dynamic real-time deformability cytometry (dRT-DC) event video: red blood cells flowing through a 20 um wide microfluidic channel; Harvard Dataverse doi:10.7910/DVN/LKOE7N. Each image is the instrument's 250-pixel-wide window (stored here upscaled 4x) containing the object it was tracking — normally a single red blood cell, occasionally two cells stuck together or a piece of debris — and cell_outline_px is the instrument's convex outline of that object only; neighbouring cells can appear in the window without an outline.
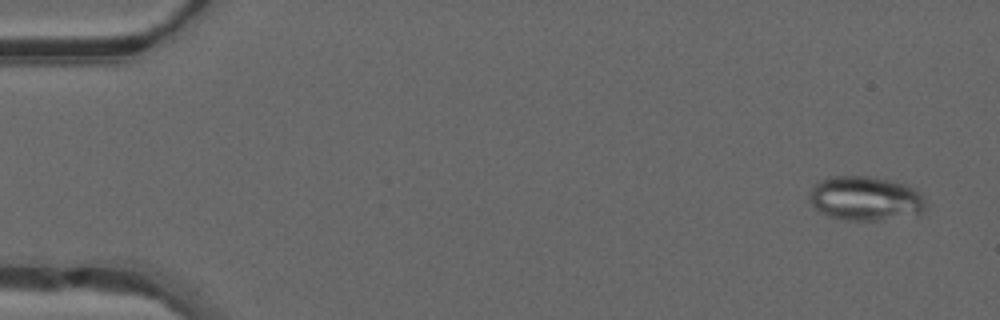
{"species": "common noctule bat (a hibernating species)", "species_latin": "Nyctalus noctula", "temperature_condition": "warm", "stored_images_in_passage": 13, "camera_frame_rate_fps": 3000, "um_per_image_px": 0.085, "animal": {"sex": "male", "forearm_length_mm": 52.5}, "frame": {"image": 1, "passage_image": 3, "time_ms": 0.667, "image_size_px": [1000, 320], "cell_outline_px": [[928, 204], [924, 212], [920, 216], [876, 220], [848, 220], [828, 216], [820, 212], [812, 204], [808, 196], [812, 184], [828, 176], [868, 176], [892, 180], [916, 188], [924, 196]], "centroid_in_image_um": [73.62, 16.87], "position_along_channel_um": 11.4, "area_um2": 30.87}}